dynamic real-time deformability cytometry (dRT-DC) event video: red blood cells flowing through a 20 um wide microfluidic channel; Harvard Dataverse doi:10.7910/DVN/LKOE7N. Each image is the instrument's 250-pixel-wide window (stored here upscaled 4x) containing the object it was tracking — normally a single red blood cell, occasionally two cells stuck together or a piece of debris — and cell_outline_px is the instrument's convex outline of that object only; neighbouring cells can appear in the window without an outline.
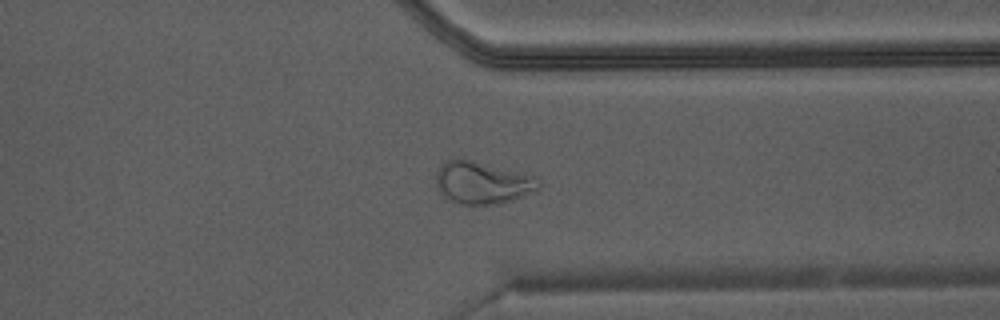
{"species": "Egyptian fruit bat (a non-hibernating species)", "species_latin": "Rousettus aegyptiacus", "temperature_condition": "warm", "stored_images_in_passage": 39, "camera_frame_rate_fps": 3000, "um_per_image_px": 0.085, "animal": {"sex": "male"}, "frame": {"image": 1, "passage_image": 28, "time_ms": 9.0, "image_size_px": [1000, 320], "cell_outline_px": [[544, 184], [540, 188], [524, 196], [512, 200], [488, 204], [460, 204], [444, 196], [440, 192], [436, 184], [436, 168], [440, 164], [448, 160], [472, 160], [536, 176]], "centroid_in_image_um": [41.03, 15.52], "position_along_channel_um": 370.4, "area_um2": 25.2}}